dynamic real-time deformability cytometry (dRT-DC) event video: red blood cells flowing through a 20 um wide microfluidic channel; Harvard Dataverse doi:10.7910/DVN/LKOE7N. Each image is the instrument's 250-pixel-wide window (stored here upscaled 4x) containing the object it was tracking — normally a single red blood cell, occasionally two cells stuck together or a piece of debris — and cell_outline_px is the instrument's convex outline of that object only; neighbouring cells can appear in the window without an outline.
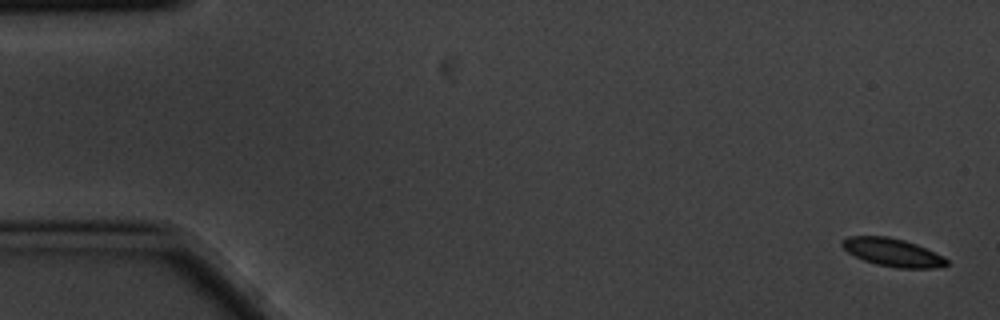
{"species": "common noctule bat (a hibernating species)", "species_latin": "Nyctalus noctula", "temperature_condition": "cold", "stored_images_in_passage": 4, "camera_frame_rate_fps": 3000, "um_per_image_px": 0.085, "animal": {"sex": "male", "body_mass_g": 20.1, "forearm_length_mm": 53.5}, "frame": {"image": 1, "passage_image": 1, "time_ms": 0.0, "image_size_px": [1000, 320], "cell_outline_px": [[948, 264], [936, 268], [896, 268], [876, 264], [864, 260], [848, 252], [840, 244], [848, 236], [888, 236], [904, 240], [916, 244], [944, 256], [948, 260]], "centroid_in_image_um": [75.89, 21.45], "position_along_channel_um": 9.1, "area_um2": 16.99}}
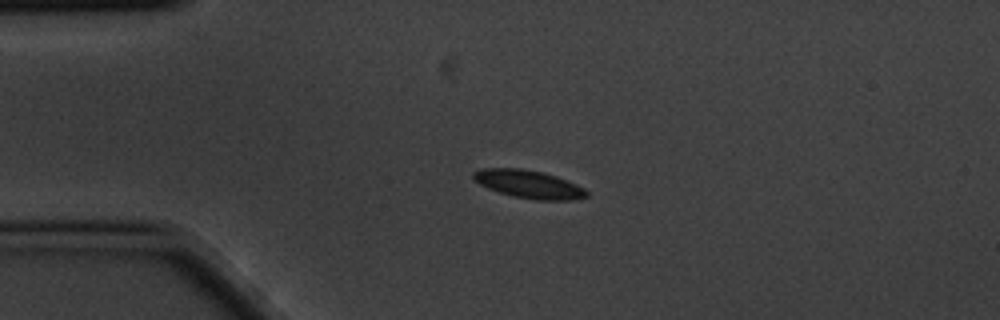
{"frame": {"image": 2, "passage_image": 3, "time_ms": 0.667, "image_size_px": [1000, 320], "cell_outline_px": [[588, 196], [572, 200], [536, 200], [512, 196], [488, 188], [472, 180], [472, 172], [480, 168], [520, 168], [540, 172], [556, 176], [576, 184], [584, 188], [588, 192]], "centroid_in_image_um": [44.91, 15.65], "position_along_channel_um": 40.1, "area_um2": 18.5}}